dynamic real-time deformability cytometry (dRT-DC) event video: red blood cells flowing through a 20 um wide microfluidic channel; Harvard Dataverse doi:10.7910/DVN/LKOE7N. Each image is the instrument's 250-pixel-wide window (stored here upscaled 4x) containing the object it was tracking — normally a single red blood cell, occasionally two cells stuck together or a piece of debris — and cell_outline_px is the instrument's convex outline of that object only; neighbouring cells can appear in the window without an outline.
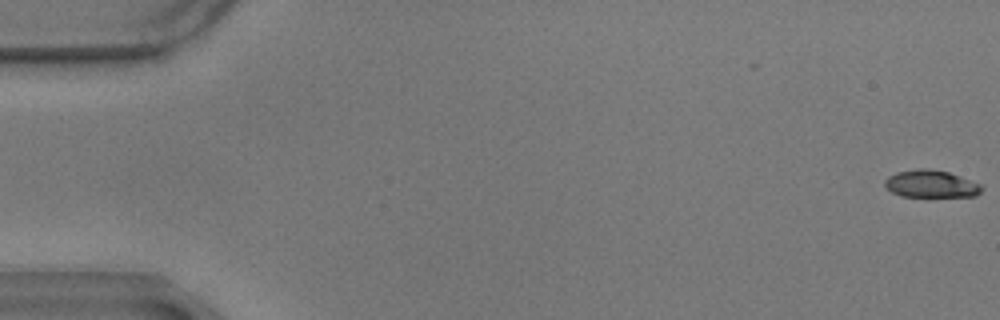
{"species": "common noctule bat (a hibernating species)", "species_latin": "Nyctalus noctula", "temperature_condition": "warm", "stored_images_in_passage": 59, "camera_frame_rate_fps": 3000, "um_per_image_px": 0.085, "animal": {"sex": "male", "body_mass_g": 17.9}, "frame": {"image": 1, "passage_image": 1, "time_ms": 0.0, "image_size_px": [1000, 320], "cell_outline_px": [[984, 188], [976, 196], [900, 196], [892, 192], [884, 184], [884, 180], [888, 176], [896, 172], [920, 168], [928, 168], [948, 172], [960, 176], [980, 184]], "centroid_in_image_um": [79.12, 15.62], "position_along_channel_um": 5.9, "area_um2": 15.37}}
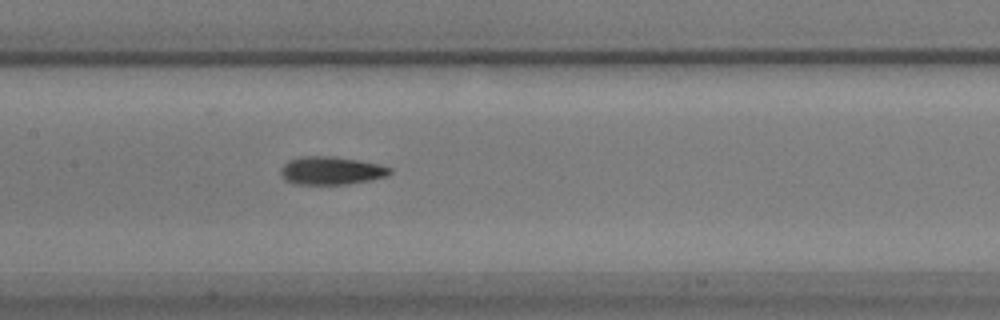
{"frame": {"image": 2, "passage_image": 29, "time_ms": 9.333, "image_size_px": [1000, 320], "cell_outline_px": [[392, 172], [388, 176], [348, 184], [292, 184], [280, 172], [280, 168], [288, 160], [300, 156], [336, 156], [360, 160], [380, 164], [392, 168]], "centroid_in_image_um": [28.18, 14.48], "position_along_channel_um": 179.2, "area_um2": 17.98}}
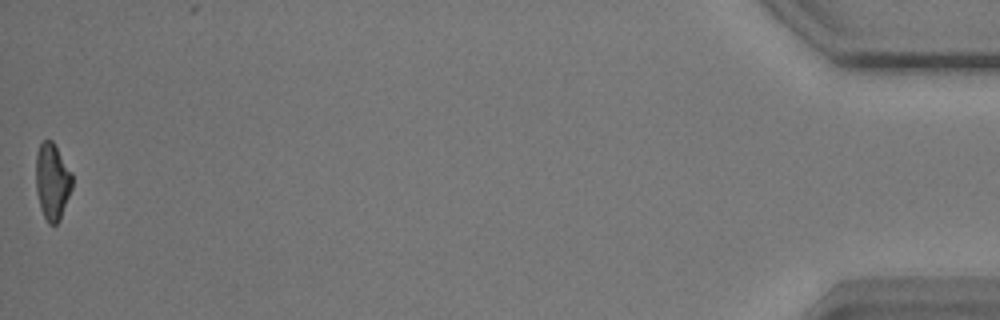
{"frame": {"image": 3, "passage_image": 59, "time_ms": 19.333, "image_size_px": [1000, 320], "cell_outline_px": [[72, 188], [60, 220], [56, 224], [48, 224], [40, 208], [36, 192], [36, 152], [40, 144], [44, 140], [52, 140], [72, 172]], "centroid_in_image_um": [4.44, 15.43], "position_along_channel_um": 430.8, "area_um2": 16.3}, "authors_computed_cell_mechanics": {"area_um2": 17.1666, "velocity_mm_per_s": 3.4763, "shape_relaxation_time_tau1_ms": 2.8532, "shape_relaxation_time_tau2_ms": 3.3947, "deformation_change_tau1": 0.1374, "deformation_change_tau2": 0.1048}}